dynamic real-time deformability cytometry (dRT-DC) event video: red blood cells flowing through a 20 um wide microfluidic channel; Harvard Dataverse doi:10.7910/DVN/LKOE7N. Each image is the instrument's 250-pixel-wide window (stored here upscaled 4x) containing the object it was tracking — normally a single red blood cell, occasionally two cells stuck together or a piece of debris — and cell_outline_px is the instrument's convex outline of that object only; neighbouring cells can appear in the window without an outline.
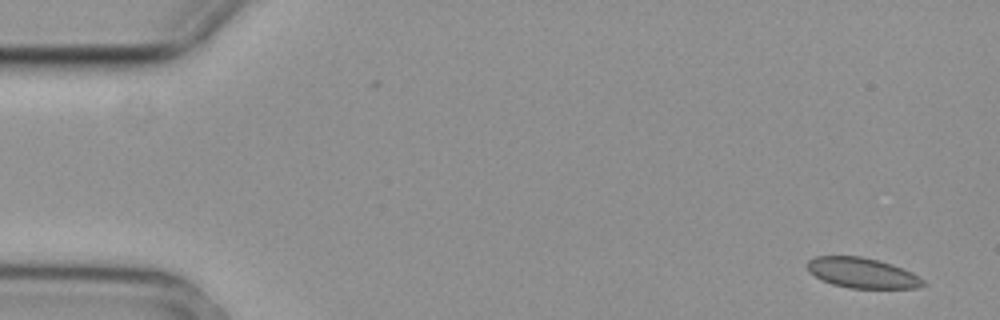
{"species": "common noctule bat (a hibernating species)", "species_latin": "Nyctalus noctula", "temperature_condition": "cold", "stored_images_in_passage": 2, "camera_frame_rate_fps": 3000, "um_per_image_px": 0.085, "animal": {"sex": "female", "body_mass_g": 29.2, "forearm_length_mm": 56.3}, "frame": {"image": 1, "passage_image": 2, "time_ms": 0.333, "image_size_px": [1000, 320], "cell_outline_px": [[928, 284], [920, 288], [848, 288], [832, 284], [820, 280], [808, 272], [808, 260], [816, 256], [860, 256], [892, 264], [912, 272], [920, 276]], "centroid_in_image_um": [73.31, 23.21], "position_along_channel_um": 11.7, "area_um2": 20.63}}